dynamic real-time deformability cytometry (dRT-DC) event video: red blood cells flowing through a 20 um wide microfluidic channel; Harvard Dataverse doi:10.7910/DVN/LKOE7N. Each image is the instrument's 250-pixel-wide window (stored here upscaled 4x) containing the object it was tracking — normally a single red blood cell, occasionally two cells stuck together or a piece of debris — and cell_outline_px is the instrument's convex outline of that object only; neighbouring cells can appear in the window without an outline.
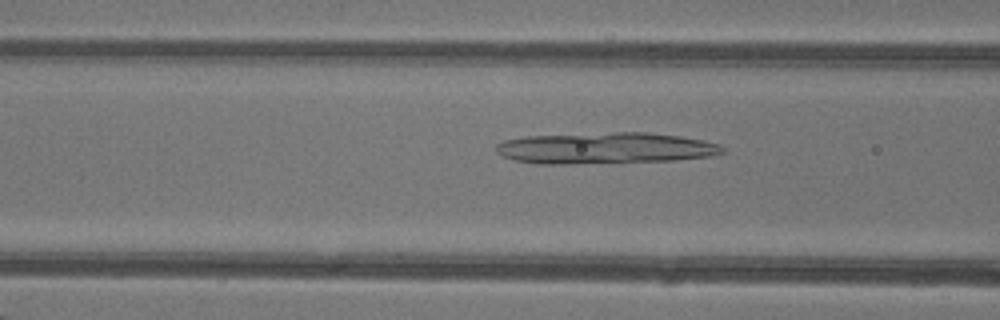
{"species": "common noctule bat (a hibernating species)", "species_latin": "Nyctalus noctula", "temperature_condition": "warm", "stored_images_in_passage": 47, "camera_frame_rate_fps": 3000, "um_per_image_px": 0.085, "animal": {"sex": "female"}, "frame": {"image": 1, "passage_image": 19, "time_ms": 6.0, "image_size_px": [1000, 320], "cell_outline_px": [[724, 152], [712, 156], [676, 160], [568, 164], [540, 164], [516, 160], [504, 156], [496, 152], [496, 144], [504, 140], [528, 136], [616, 132], [648, 132], [680, 136], [704, 140], [720, 144], [724, 148]], "centroid_in_image_um": [51.49, 12.59], "position_along_channel_um": 115.1, "area_um2": 41.33}}
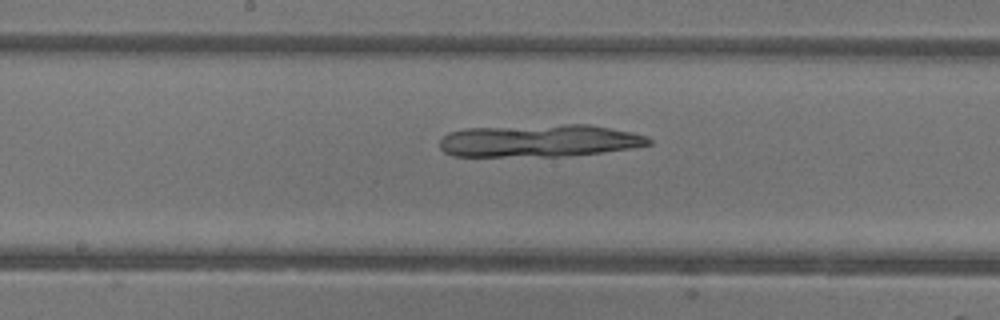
{"frame": {"image": 2, "passage_image": 25, "time_ms": 8.0, "image_size_px": [1000, 320], "cell_outline_px": [[652, 144], [632, 148], [600, 152], [556, 156], [452, 156], [444, 152], [440, 148], [440, 140], [448, 132], [464, 128], [564, 124], [588, 124], [632, 132], [648, 136], [652, 140]], "centroid_in_image_um": [45.83, 11.95], "position_along_channel_um": 202.4, "area_um2": 39.59}}
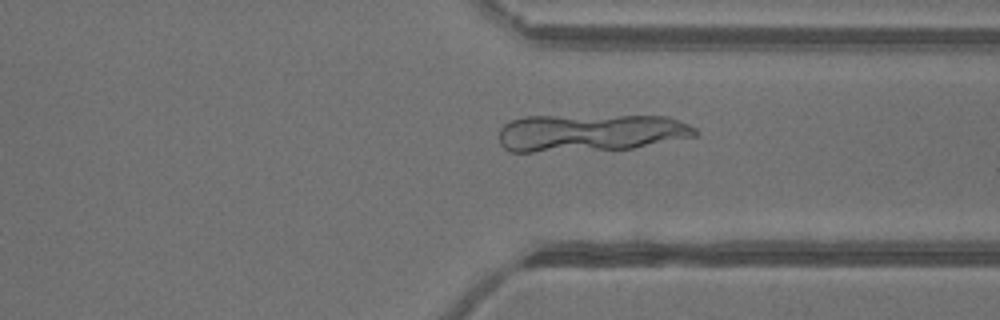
{"frame": {"image": 3, "passage_image": 36, "time_ms": 11.667, "image_size_px": [1000, 320], "cell_outline_px": [[696, 136], [632, 148], [532, 152], [512, 152], [504, 148], [500, 144], [500, 128], [504, 124], [512, 120], [524, 116], [668, 116], [688, 124], [696, 128]], "centroid_in_image_um": [50.16, 11.27], "position_along_channel_um": 361.2, "area_um2": 42.66}}